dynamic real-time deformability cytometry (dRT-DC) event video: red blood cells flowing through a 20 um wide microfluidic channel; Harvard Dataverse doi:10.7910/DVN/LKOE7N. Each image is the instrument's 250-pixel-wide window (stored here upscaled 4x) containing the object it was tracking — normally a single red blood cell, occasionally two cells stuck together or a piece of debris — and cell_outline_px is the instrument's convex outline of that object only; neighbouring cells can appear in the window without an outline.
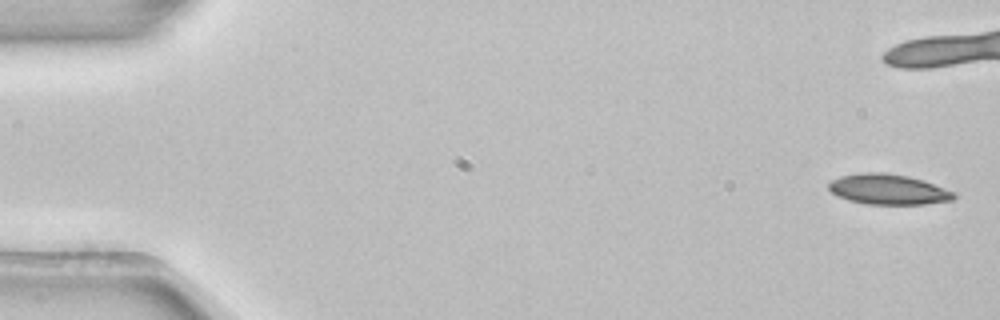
{"species": "common noctule bat (a hibernating species)", "species_latin": "Nyctalus noctula", "temperature_condition": "room temperature", "stored_images_in_passage": 9, "camera_frame_rate_fps": 3000, "um_per_image_px": 0.085, "animal": {"sex": "female", "body_mass_g": 22.7, "forearm_length_mm": 54.2}, "frame": {"image": 1, "passage_image": 1, "time_ms": 0.0, "image_size_px": [1000, 320], "cell_outline_px": [[956, 196], [952, 200], [924, 204], [868, 204], [848, 200], [836, 196], [828, 188], [828, 184], [832, 180], [840, 176], [860, 172], [884, 172], [908, 176], [924, 180], [956, 192]], "centroid_in_image_um": [75.5, 16.09], "position_along_channel_um": 9.5, "area_um2": 22.31}}